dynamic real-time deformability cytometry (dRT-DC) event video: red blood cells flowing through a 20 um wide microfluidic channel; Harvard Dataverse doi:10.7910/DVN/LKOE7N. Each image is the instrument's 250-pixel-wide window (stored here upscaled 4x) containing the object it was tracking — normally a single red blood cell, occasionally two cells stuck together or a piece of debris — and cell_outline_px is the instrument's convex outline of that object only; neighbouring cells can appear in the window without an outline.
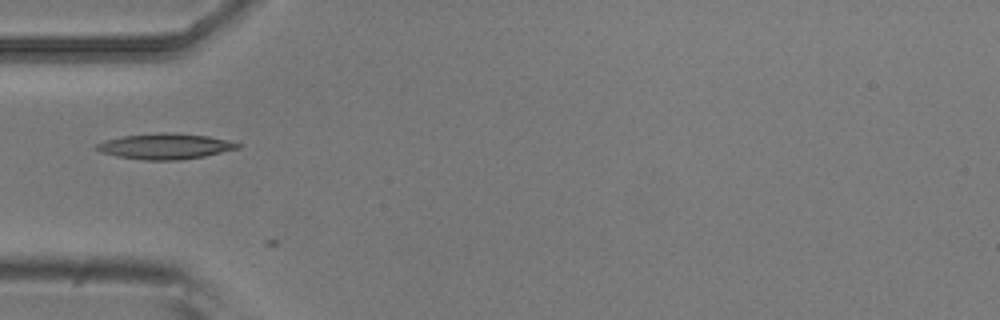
{"species": "common noctule bat (a hibernating species)", "species_latin": "Nyctalus noctula", "temperature_condition": "room temperature", "stored_images_in_passage": 5, "camera_frame_rate_fps": 3000, "um_per_image_px": 0.085, "animal": {"sex": "male", "body_mass_g": 20.5, "forearm_length_mm": 52.5}, "frame": {"image": 1, "passage_image": 5, "time_ms": 1.333, "image_size_px": [1000, 320], "cell_outline_px": [[240, 148], [204, 156], [180, 160], [144, 160], [116, 156], [100, 152], [92, 148], [96, 144], [104, 140], [124, 136], [164, 132], [208, 136], [228, 140], [240, 144]], "centroid_in_image_um": [14.0, 12.44], "position_along_channel_um": 71.0, "area_um2": 21.04}}